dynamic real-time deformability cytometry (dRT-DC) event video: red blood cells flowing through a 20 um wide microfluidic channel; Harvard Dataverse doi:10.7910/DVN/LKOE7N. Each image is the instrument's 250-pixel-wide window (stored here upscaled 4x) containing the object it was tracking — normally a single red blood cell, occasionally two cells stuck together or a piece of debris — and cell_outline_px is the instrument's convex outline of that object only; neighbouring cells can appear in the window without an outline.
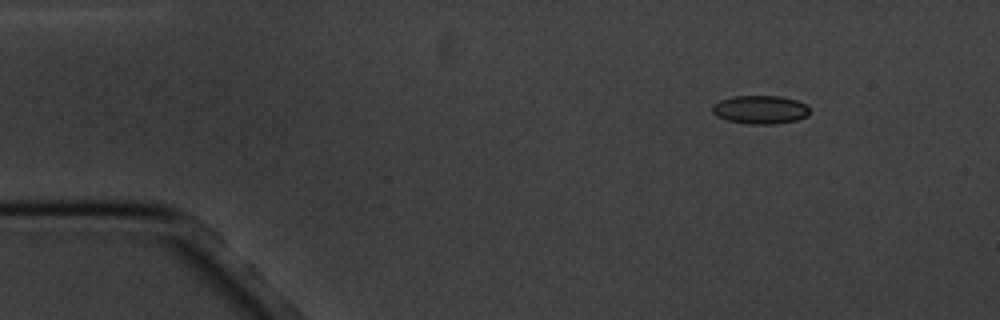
{"species": "common noctule bat (a hibernating species)", "species_latin": "Nyctalus noctula", "temperature_condition": "cold", "stored_images_in_passage": 3, "camera_frame_rate_fps": 3000, "um_per_image_px": 0.085, "animal": {"sex": "male", "body_mass_g": 20.1, "forearm_length_mm": 53.5}, "frame": {"image": 1, "passage_image": 1, "time_ms": 0.0, "image_size_px": [1000, 320], "cell_outline_px": [[808, 116], [796, 120], [776, 124], [748, 124], [728, 120], [716, 116], [712, 112], [712, 104], [720, 100], [732, 96], [780, 96], [796, 100], [804, 104], [808, 108]], "centroid_in_image_um": [64.59, 9.32], "position_along_channel_um": 20.4, "area_um2": 16.13}}